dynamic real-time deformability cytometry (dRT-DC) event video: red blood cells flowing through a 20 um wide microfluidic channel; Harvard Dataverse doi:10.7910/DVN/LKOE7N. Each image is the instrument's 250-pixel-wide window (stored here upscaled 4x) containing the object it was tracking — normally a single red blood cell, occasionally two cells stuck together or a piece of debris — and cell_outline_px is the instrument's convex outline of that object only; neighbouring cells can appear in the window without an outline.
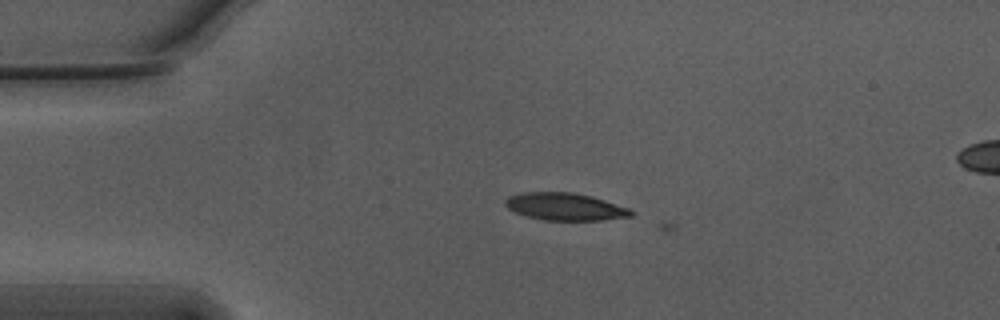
{"species": "Egyptian fruit bat (a non-hibernating species)", "species_latin": "Rousettus aegyptiacus", "temperature_condition": "warm", "stored_images_in_passage": 3, "camera_frame_rate_fps": 3000, "um_per_image_px": 0.085, "animal": {"sex": "male"}, "frame": {"image": 1, "passage_image": 2, "time_ms": 0.333, "image_size_px": [1000, 320], "cell_outline_px": [[636, 212], [632, 216], [600, 220], [544, 220], [528, 216], [516, 212], [508, 208], [504, 204], [504, 200], [508, 196], [524, 192], [572, 192], [592, 196], [628, 208]], "centroid_in_image_um": [48.03, 17.56], "position_along_channel_um": 37.0, "area_um2": 20.0}}